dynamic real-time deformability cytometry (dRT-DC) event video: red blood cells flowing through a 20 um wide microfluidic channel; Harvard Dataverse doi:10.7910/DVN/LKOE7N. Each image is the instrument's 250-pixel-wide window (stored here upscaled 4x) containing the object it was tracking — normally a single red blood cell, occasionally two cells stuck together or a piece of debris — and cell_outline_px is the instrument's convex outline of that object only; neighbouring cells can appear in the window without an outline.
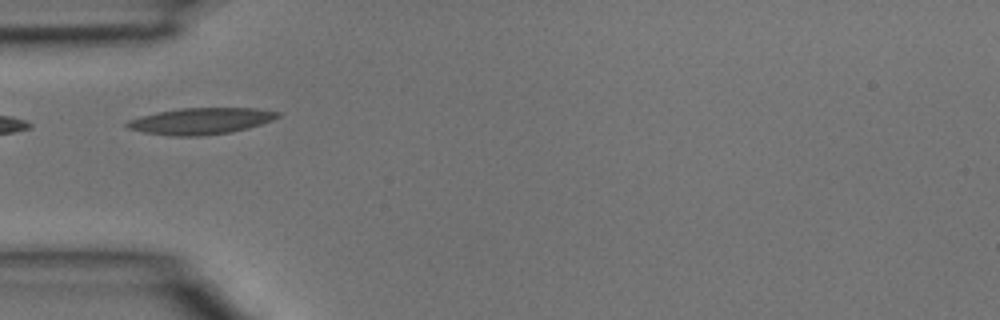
{"species": "common noctule bat (a hibernating species)", "species_latin": "Nyctalus noctula", "temperature_condition": "room temperature", "stored_images_in_passage": 4, "camera_frame_rate_fps": 3000, "um_per_image_px": 0.085, "animal": {"sex": "male", "body_mass_g": 15.6}, "frame": {"image": 1, "passage_image": 2, "time_ms": 0.333, "image_size_px": [1000, 320], "cell_outline_px": [[280, 116], [272, 120], [248, 128], [232, 132], [200, 136], [172, 136], [144, 132], [128, 128], [124, 124], [128, 120], [140, 116], [156, 112], [180, 108], [256, 108], [280, 112]], "centroid_in_image_um": [17.06, 10.29], "position_along_channel_um": 67.9, "area_um2": 23.24}}
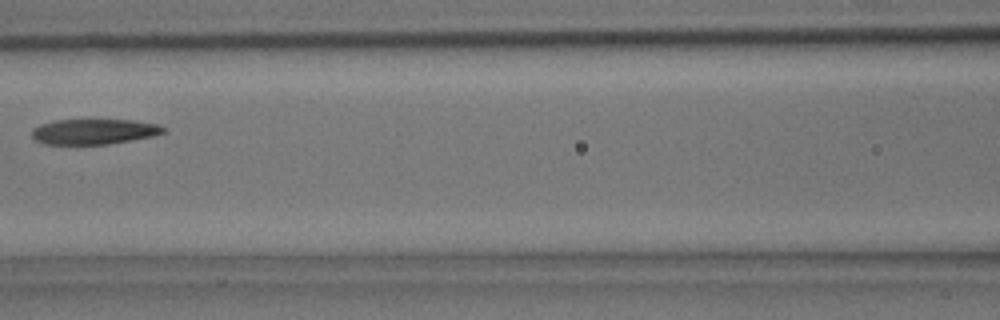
{"frame": {"image": 2, "passage_image": 4, "time_ms": 1.0, "image_size_px": [1000, 320], "cell_outline_px": [[164, 132], [152, 136], [132, 140], [108, 144], [44, 144], [36, 140], [32, 136], [32, 128], [40, 124], [56, 120], [136, 120], [156, 124], [164, 128]], "centroid_in_image_um": [7.96, 11.18], "position_along_channel_um": 158.6, "area_um2": 19.31}}